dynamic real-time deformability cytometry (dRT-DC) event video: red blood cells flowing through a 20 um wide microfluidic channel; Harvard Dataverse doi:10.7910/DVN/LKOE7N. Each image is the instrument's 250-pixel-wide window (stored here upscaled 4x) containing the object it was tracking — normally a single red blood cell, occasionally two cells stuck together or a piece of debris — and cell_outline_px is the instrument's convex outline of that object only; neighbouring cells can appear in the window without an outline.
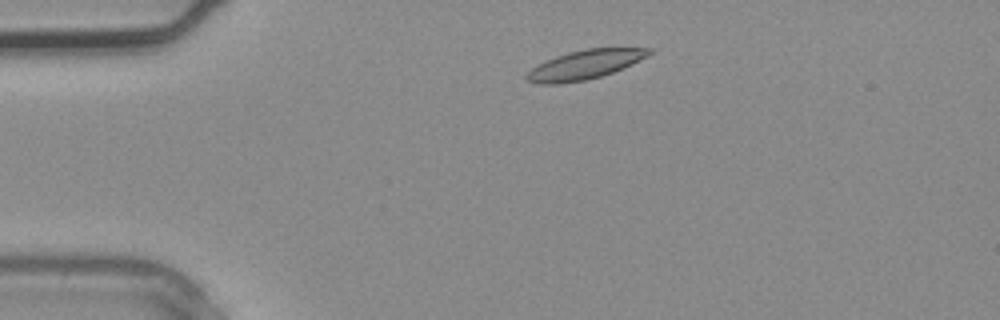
{"species": "common noctule bat (a hibernating species)", "species_latin": "Nyctalus noctula", "temperature_condition": "warm", "stored_images_in_passage": 3, "segment_of_instrument_passage": [1, 2], "camera_frame_rate_fps": 3000, "um_per_image_px": 0.085, "animal": {"sex": "male", "body_mass_g": 20.4}, "frame": {"image": 1, "passage_image": 1, "time_ms": 0.0, "image_size_px": [1000, 320], "cell_outline_px": [[652, 52], [648, 56], [632, 64], [612, 72], [588, 80], [560, 84], [540, 84], [528, 80], [524, 76], [532, 68], [556, 56], [568, 52], [588, 48], [652, 48]], "centroid_in_image_um": [49.72, 5.5], "position_along_channel_um": 35.3, "area_um2": 20.58}}